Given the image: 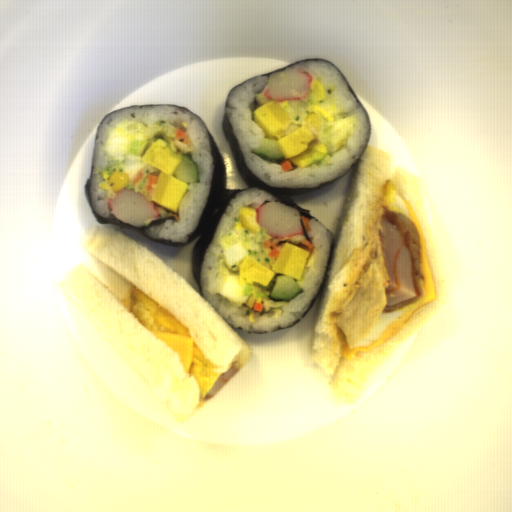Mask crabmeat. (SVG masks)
<instances>
[{
  "label": "crabmeat",
  "mask_w": 512,
  "mask_h": 512,
  "mask_svg": "<svg viewBox=\"0 0 512 512\" xmlns=\"http://www.w3.org/2000/svg\"><path fill=\"white\" fill-rule=\"evenodd\" d=\"M255 216L265 234L283 239L304 233L302 213L289 204L266 202L256 207Z\"/></svg>",
  "instance_id": "crabmeat-1"
},
{
  "label": "crabmeat",
  "mask_w": 512,
  "mask_h": 512,
  "mask_svg": "<svg viewBox=\"0 0 512 512\" xmlns=\"http://www.w3.org/2000/svg\"><path fill=\"white\" fill-rule=\"evenodd\" d=\"M110 213L118 220L133 227H143L147 221L156 220L159 211L154 202L139 191L121 189L107 200Z\"/></svg>",
  "instance_id": "crabmeat-2"
},
{
  "label": "crabmeat",
  "mask_w": 512,
  "mask_h": 512,
  "mask_svg": "<svg viewBox=\"0 0 512 512\" xmlns=\"http://www.w3.org/2000/svg\"><path fill=\"white\" fill-rule=\"evenodd\" d=\"M313 77L302 70H285L269 75L265 98L278 101L299 100L310 94Z\"/></svg>",
  "instance_id": "crabmeat-3"
}]
</instances>
